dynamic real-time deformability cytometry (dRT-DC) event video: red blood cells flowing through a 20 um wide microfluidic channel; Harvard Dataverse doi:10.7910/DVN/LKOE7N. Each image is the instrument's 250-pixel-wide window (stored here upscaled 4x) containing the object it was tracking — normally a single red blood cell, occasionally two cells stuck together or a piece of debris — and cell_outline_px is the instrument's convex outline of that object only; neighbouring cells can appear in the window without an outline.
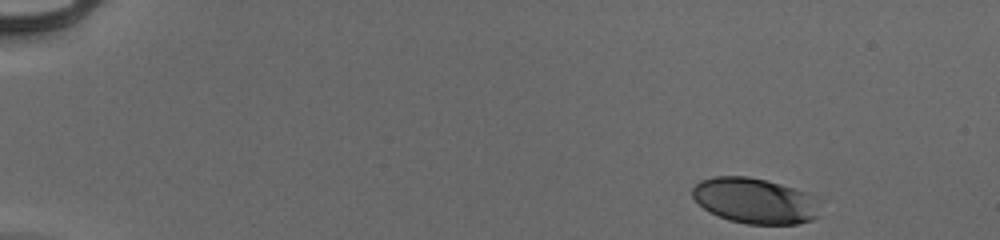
{"species": "human", "species_latin": "Homo sapiens", "temperature_condition": "cold", "stored_images_in_passage": 49, "camera_frame_rate_fps": 3000, "um_per_image_px": 0.085, "donor": {"sex": "male"}, "frame": {"image": 1, "passage_image": 1, "time_ms": 0.0, "image_size_px": [1000, 240], "cell_outline_px": [[824, 216], [812, 220], [796, 224], [748, 224], [728, 220], [708, 212], [692, 196], [692, 188], [700, 180], [712, 176], [748, 176], [780, 184], [816, 196]], "centroid_in_image_um": [64.22, 17.08], "position_along_channel_um": 20.8, "area_um2": 34.33}}
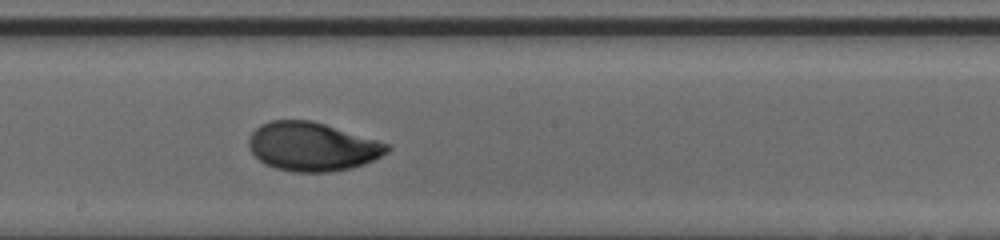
{"frame": {"image": 2, "passage_image": 27, "time_ms": 8.667, "image_size_px": [1000, 240], "cell_outline_px": [[392, 148], [388, 152], [364, 164], [352, 168], [328, 172], [292, 172], [276, 168], [264, 164], [248, 148], [248, 140], [252, 132], [260, 124], [272, 120], [312, 120], [392, 144]], "centroid_in_image_um": [26.56, 12.46], "position_along_channel_um": 221.6, "area_um2": 39.54}}
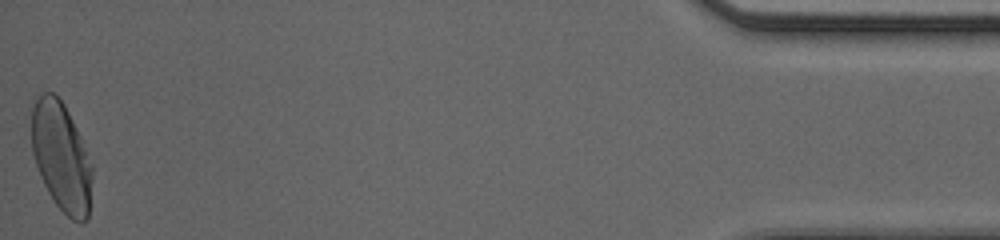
{"frame": {"image": 3, "passage_image": 49, "time_ms": 16.0, "image_size_px": [1000, 240], "cell_outline_px": [[92, 176], [88, 216], [80, 224], [72, 220], [56, 204], [48, 192], [40, 176], [32, 152], [32, 104], [36, 96], [44, 92], [52, 92], [64, 104], [80, 136], [92, 164]], "centroid_in_image_um": [5.2, 13.31], "position_along_channel_um": 430.0, "area_um2": 38.26}, "authors_computed_cell_mechanics": {"area_um2": 37.57, "velocity_mm_per_s": 3.9426, "shape_relaxation_time_tau1_ms": 2.9879, "shape_relaxation_time_tau2_ms": 0.7497, "deformation_change_tau1": 0.1539, "deformation_change_tau2": 0.0414}}